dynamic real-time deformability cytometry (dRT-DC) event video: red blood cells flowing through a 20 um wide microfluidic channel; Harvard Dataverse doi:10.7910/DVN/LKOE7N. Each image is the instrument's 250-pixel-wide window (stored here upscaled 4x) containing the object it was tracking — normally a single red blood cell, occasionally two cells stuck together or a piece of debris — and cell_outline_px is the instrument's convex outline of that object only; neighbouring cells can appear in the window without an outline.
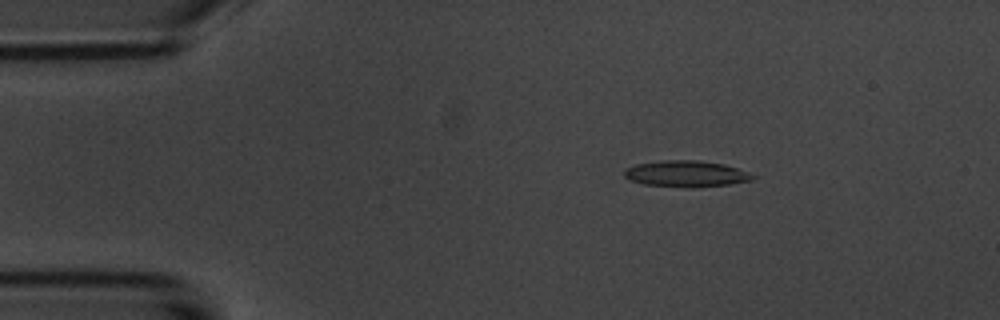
{"species": "common noctule bat (a hibernating species)", "species_latin": "Nyctalus noctula", "temperature_condition": "room temperature", "stored_images_in_passage": 5, "camera_frame_rate_fps": 3000, "um_per_image_px": 0.085, "animal": {"sex": "male", "body_mass_g": 20.1, "forearm_length_mm": 53.5}, "frame": {"image": 1, "passage_image": 3, "time_ms": 2.333, "image_size_px": [1000, 320], "cell_outline_px": [[756, 176], [752, 180], [728, 184], [692, 188], [644, 184], [628, 180], [624, 176], [624, 168], [636, 164], [660, 160], [700, 160], [724, 164], [748, 172]], "centroid_in_image_um": [58.28, 14.76], "position_along_channel_um": 26.7, "area_um2": 19.77}}
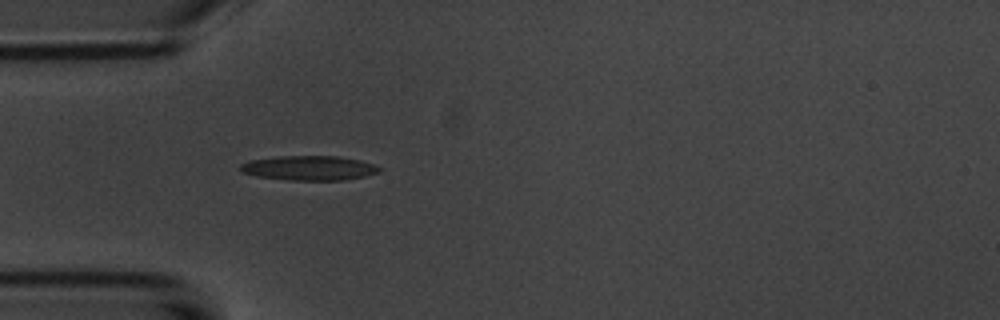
{"frame": {"image": 2, "passage_image": 5, "time_ms": 4.667, "image_size_px": [1000, 320], "cell_outline_px": [[384, 168], [380, 172], [364, 176], [344, 180], [292, 180], [256, 176], [244, 172], [240, 168], [240, 164], [248, 160], [280, 156], [340, 156], [360, 160]], "centroid_in_image_um": [26.31, 14.27], "position_along_channel_um": 58.7, "area_um2": 19.88}}